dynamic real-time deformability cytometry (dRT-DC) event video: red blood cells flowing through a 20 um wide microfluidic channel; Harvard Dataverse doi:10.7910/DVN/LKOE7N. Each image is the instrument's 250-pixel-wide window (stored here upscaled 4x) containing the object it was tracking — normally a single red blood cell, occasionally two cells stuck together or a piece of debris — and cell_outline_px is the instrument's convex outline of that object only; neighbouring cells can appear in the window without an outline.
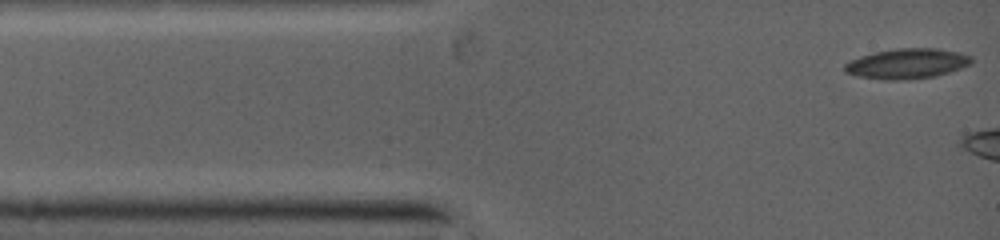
{"species": "common noctule bat (a hibernating species)", "species_latin": "Nyctalus noctula", "temperature_condition": "warm", "stored_images_in_passage": 8, "camera_frame_rate_fps": 5000, "um_per_image_px": 0.085, "animal": {"sex": "female", "body_mass_g": 19.0, "forearm_length_mm": 53.3}, "frame": {"image": 1, "passage_image": 1, "time_ms": 0.0, "image_size_px": [1000, 240], "cell_outline_px": [[972, 64], [936, 76], [904, 80], [884, 80], [856, 76], [844, 72], [844, 64], [860, 56], [876, 52], [900, 48], [936, 48], [956, 52], [972, 56]], "centroid_in_image_um": [77.08, 5.42], "position_along_channel_um": 7.9, "area_um2": 22.2}}